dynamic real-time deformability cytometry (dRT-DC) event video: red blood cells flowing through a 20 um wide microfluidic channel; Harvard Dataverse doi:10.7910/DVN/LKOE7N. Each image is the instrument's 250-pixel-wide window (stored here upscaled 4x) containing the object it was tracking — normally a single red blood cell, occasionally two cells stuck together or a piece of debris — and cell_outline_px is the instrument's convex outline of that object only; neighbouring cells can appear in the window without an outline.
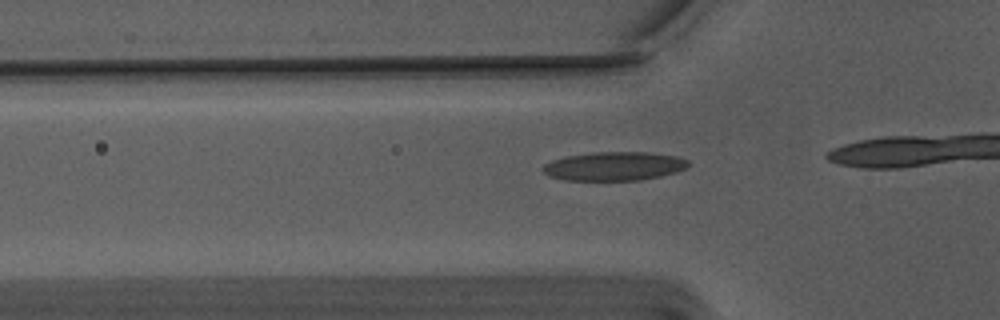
{"species": "Egyptian fruit bat (a non-hibernating species)", "species_latin": "Rousettus aegyptiacus", "temperature_condition": "warm", "stored_images_in_passage": 17, "camera_frame_rate_fps": 3000, "um_per_image_px": 0.085, "animal": {"sex": "male"}, "frame": {"image": 1, "passage_image": 14, "time_ms": 4.333, "image_size_px": [1000, 320], "cell_outline_px": [[688, 164], [684, 168], [676, 172], [660, 176], [640, 180], [564, 180], [548, 176], [540, 168], [544, 164], [552, 160], [568, 156], [592, 152], [648, 152], [676, 156], [688, 160]], "centroid_in_image_um": [52.16, 14.12], "position_along_channel_um": 73.6, "area_um2": 24.33}}